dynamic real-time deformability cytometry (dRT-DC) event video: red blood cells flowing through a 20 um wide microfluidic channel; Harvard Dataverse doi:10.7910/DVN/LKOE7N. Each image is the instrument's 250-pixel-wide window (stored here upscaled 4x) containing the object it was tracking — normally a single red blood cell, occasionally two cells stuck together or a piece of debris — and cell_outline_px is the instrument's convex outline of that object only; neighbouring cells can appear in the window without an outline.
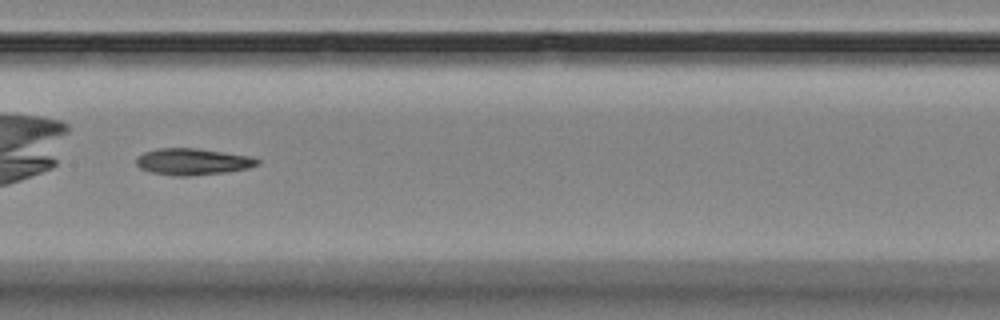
{"species": "Egyptian fruit bat (a non-hibernating species)", "species_latin": "Rousettus aegyptiacus", "temperature_condition": "room temperature", "stored_images_in_passage": 15, "camera_frame_rate_fps": 3000, "um_per_image_px": 0.085, "animal": {"sex": "female"}, "frame": {"image": 1, "passage_image": 7, "time_ms": 7.0, "image_size_px": [1000, 320], "cell_outline_px": [[260, 164], [248, 168], [224, 172], [188, 176], [172, 176], [148, 172], [140, 168], [136, 164], [136, 156], [144, 152], [160, 148], [196, 148], [252, 156], [260, 160]], "centroid_in_image_um": [16.36, 13.74], "position_along_channel_um": 191.0, "area_um2": 18.9}}
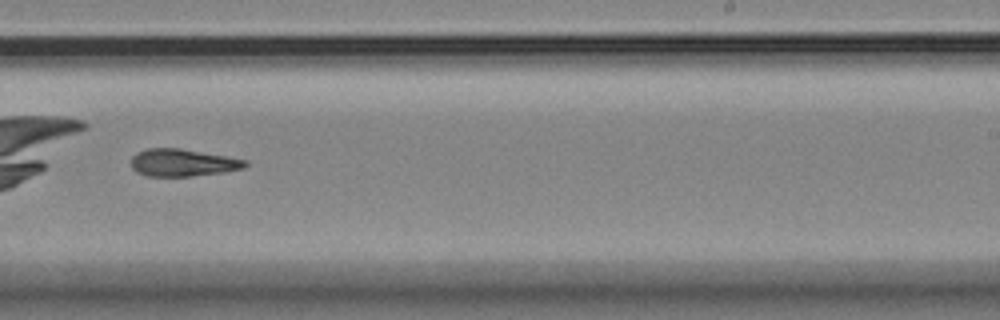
{"frame": {"image": 2, "passage_image": 9, "time_ms": 9.333, "image_size_px": [1000, 320], "cell_outline_px": [[248, 164], [244, 168], [224, 172], [192, 176], [148, 176], [136, 172], [132, 168], [132, 156], [136, 152], [148, 148], [180, 148], [248, 160]], "centroid_in_image_um": [15.53, 13.82], "position_along_channel_um": 273.5, "area_um2": 18.21}}
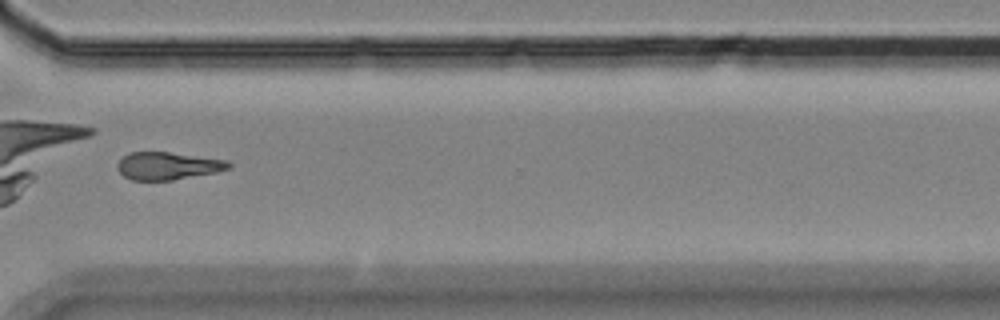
{"frame": {"image": 3, "passage_image": 11, "time_ms": 11.667, "image_size_px": [1000, 320], "cell_outline_px": [[232, 168], [216, 172], [172, 180], [132, 180], [124, 176], [116, 168], [116, 164], [124, 156], [132, 152], [168, 152], [228, 160], [232, 164]], "centroid_in_image_um": [14.28, 14.1], "position_along_channel_um": 356.3, "area_um2": 17.86}, "authors_computed_cell_mechanics": {"area_um2": 18.9006, "velocity_mm_per_s": 3.5505, "shape_relaxation_time_tau1_ms": 2.574, "shape_relaxation_time_tau2_ms": 4.9087, "deformation_change_tau1": 0.0832, "deformation_change_tau2": 0.1307}}